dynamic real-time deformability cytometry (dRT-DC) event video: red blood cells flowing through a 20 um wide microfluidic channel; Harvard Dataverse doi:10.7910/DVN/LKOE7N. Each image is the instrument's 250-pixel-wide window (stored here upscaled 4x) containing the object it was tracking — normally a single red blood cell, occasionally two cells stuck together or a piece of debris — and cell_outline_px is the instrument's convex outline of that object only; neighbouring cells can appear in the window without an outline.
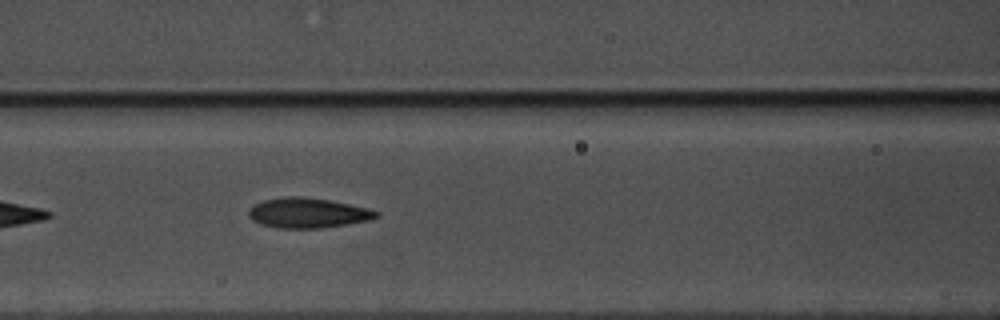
{"species": "common noctule bat (a hibernating species)", "species_latin": "Nyctalus noctula", "temperature_condition": "warm", "stored_images_in_passage": 15, "camera_frame_rate_fps": 3000, "um_per_image_px": 0.085, "animal": {"sex": "male", "body_mass_g": 17.5, "forearm_length_mm": 52.3}, "frame": {"image": 1, "passage_image": 9, "time_ms": 2.667, "image_size_px": [1000, 320], "cell_outline_px": [[380, 216], [372, 220], [320, 228], [276, 228], [260, 224], [252, 220], [248, 216], [248, 212], [256, 204], [264, 200], [292, 196], [296, 196], [328, 200], [368, 208], [380, 212]], "centroid_in_image_um": [26.19, 18.11], "position_along_channel_um": 140.4, "area_um2": 22.14}}
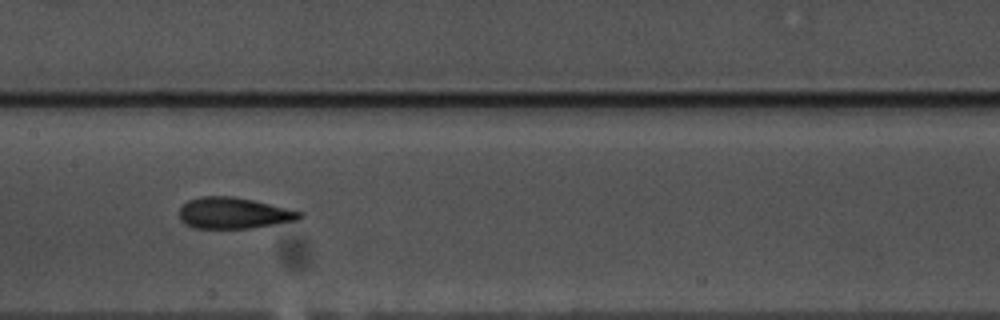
{"frame": {"image": 2, "passage_image": 13, "time_ms": 4.0, "image_size_px": [1000, 320], "cell_outline_px": [[304, 216], [300, 220], [252, 228], [192, 228], [184, 224], [180, 220], [180, 208], [188, 200], [200, 196], [232, 196], [252, 200], [304, 212]], "centroid_in_image_um": [19.88, 18.12], "position_along_channel_um": 187.5, "area_um2": 22.02}}